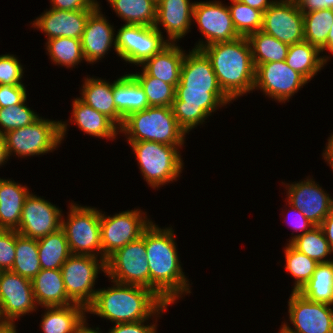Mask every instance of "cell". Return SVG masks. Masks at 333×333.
<instances>
[{
  "mask_svg": "<svg viewBox=\"0 0 333 333\" xmlns=\"http://www.w3.org/2000/svg\"><path fill=\"white\" fill-rule=\"evenodd\" d=\"M192 22L197 23L199 32L204 38L195 43L194 49L201 50L207 45L228 42L240 37L233 26L228 5L220 0L195 1Z\"/></svg>",
  "mask_w": 333,
  "mask_h": 333,
  "instance_id": "cell-13",
  "label": "cell"
},
{
  "mask_svg": "<svg viewBox=\"0 0 333 333\" xmlns=\"http://www.w3.org/2000/svg\"><path fill=\"white\" fill-rule=\"evenodd\" d=\"M125 25L154 26L157 3L153 0H107Z\"/></svg>",
  "mask_w": 333,
  "mask_h": 333,
  "instance_id": "cell-32",
  "label": "cell"
},
{
  "mask_svg": "<svg viewBox=\"0 0 333 333\" xmlns=\"http://www.w3.org/2000/svg\"><path fill=\"white\" fill-rule=\"evenodd\" d=\"M113 96L116 109L123 118L149 107L143 88L130 73L113 81Z\"/></svg>",
  "mask_w": 333,
  "mask_h": 333,
  "instance_id": "cell-30",
  "label": "cell"
},
{
  "mask_svg": "<svg viewBox=\"0 0 333 333\" xmlns=\"http://www.w3.org/2000/svg\"><path fill=\"white\" fill-rule=\"evenodd\" d=\"M285 245V270L295 280L292 291L298 292L310 280L318 263L296 250L290 243Z\"/></svg>",
  "mask_w": 333,
  "mask_h": 333,
  "instance_id": "cell-40",
  "label": "cell"
},
{
  "mask_svg": "<svg viewBox=\"0 0 333 333\" xmlns=\"http://www.w3.org/2000/svg\"><path fill=\"white\" fill-rule=\"evenodd\" d=\"M320 227L322 228L325 237L330 244V247L333 251V209L332 211L324 218Z\"/></svg>",
  "mask_w": 333,
  "mask_h": 333,
  "instance_id": "cell-51",
  "label": "cell"
},
{
  "mask_svg": "<svg viewBox=\"0 0 333 333\" xmlns=\"http://www.w3.org/2000/svg\"><path fill=\"white\" fill-rule=\"evenodd\" d=\"M302 13L324 9V0H294Z\"/></svg>",
  "mask_w": 333,
  "mask_h": 333,
  "instance_id": "cell-50",
  "label": "cell"
},
{
  "mask_svg": "<svg viewBox=\"0 0 333 333\" xmlns=\"http://www.w3.org/2000/svg\"><path fill=\"white\" fill-rule=\"evenodd\" d=\"M175 237L172 226L160 228L155 221L145 229L149 289L167 304L190 294L192 285L183 272Z\"/></svg>",
  "mask_w": 333,
  "mask_h": 333,
  "instance_id": "cell-1",
  "label": "cell"
},
{
  "mask_svg": "<svg viewBox=\"0 0 333 333\" xmlns=\"http://www.w3.org/2000/svg\"><path fill=\"white\" fill-rule=\"evenodd\" d=\"M288 316L290 323L282 324L294 333H333V305L313 302L291 291Z\"/></svg>",
  "mask_w": 333,
  "mask_h": 333,
  "instance_id": "cell-16",
  "label": "cell"
},
{
  "mask_svg": "<svg viewBox=\"0 0 333 333\" xmlns=\"http://www.w3.org/2000/svg\"><path fill=\"white\" fill-rule=\"evenodd\" d=\"M242 3L250 6L251 8L260 10L264 12L268 7H270L275 0H239Z\"/></svg>",
  "mask_w": 333,
  "mask_h": 333,
  "instance_id": "cell-53",
  "label": "cell"
},
{
  "mask_svg": "<svg viewBox=\"0 0 333 333\" xmlns=\"http://www.w3.org/2000/svg\"><path fill=\"white\" fill-rule=\"evenodd\" d=\"M28 186L0 177V229L16 230L19 227Z\"/></svg>",
  "mask_w": 333,
  "mask_h": 333,
  "instance_id": "cell-29",
  "label": "cell"
},
{
  "mask_svg": "<svg viewBox=\"0 0 333 333\" xmlns=\"http://www.w3.org/2000/svg\"><path fill=\"white\" fill-rule=\"evenodd\" d=\"M286 203L300 210L315 226H320L333 209V198L311 176L305 180L286 183Z\"/></svg>",
  "mask_w": 333,
  "mask_h": 333,
  "instance_id": "cell-18",
  "label": "cell"
},
{
  "mask_svg": "<svg viewBox=\"0 0 333 333\" xmlns=\"http://www.w3.org/2000/svg\"><path fill=\"white\" fill-rule=\"evenodd\" d=\"M187 53L184 55L181 66L180 82L175 90L223 92L206 54L202 50L194 48Z\"/></svg>",
  "mask_w": 333,
  "mask_h": 333,
  "instance_id": "cell-22",
  "label": "cell"
},
{
  "mask_svg": "<svg viewBox=\"0 0 333 333\" xmlns=\"http://www.w3.org/2000/svg\"><path fill=\"white\" fill-rule=\"evenodd\" d=\"M112 286L98 288L87 308L111 323H131L149 319L165 302L151 289L111 280Z\"/></svg>",
  "mask_w": 333,
  "mask_h": 333,
  "instance_id": "cell-2",
  "label": "cell"
},
{
  "mask_svg": "<svg viewBox=\"0 0 333 333\" xmlns=\"http://www.w3.org/2000/svg\"><path fill=\"white\" fill-rule=\"evenodd\" d=\"M194 5L195 1L190 0H160L157 3L154 27L161 33V29L166 32V40L169 43L179 42L189 31L191 32Z\"/></svg>",
  "mask_w": 333,
  "mask_h": 333,
  "instance_id": "cell-23",
  "label": "cell"
},
{
  "mask_svg": "<svg viewBox=\"0 0 333 333\" xmlns=\"http://www.w3.org/2000/svg\"><path fill=\"white\" fill-rule=\"evenodd\" d=\"M80 91L81 96L78 98L82 102L106 115L119 128L123 125L124 118L114 104L113 82L89 75L84 78Z\"/></svg>",
  "mask_w": 333,
  "mask_h": 333,
  "instance_id": "cell-25",
  "label": "cell"
},
{
  "mask_svg": "<svg viewBox=\"0 0 333 333\" xmlns=\"http://www.w3.org/2000/svg\"><path fill=\"white\" fill-rule=\"evenodd\" d=\"M127 142L150 141L184 146L186 132L179 126L171 107H154L136 111L124 118L119 128Z\"/></svg>",
  "mask_w": 333,
  "mask_h": 333,
  "instance_id": "cell-4",
  "label": "cell"
},
{
  "mask_svg": "<svg viewBox=\"0 0 333 333\" xmlns=\"http://www.w3.org/2000/svg\"><path fill=\"white\" fill-rule=\"evenodd\" d=\"M8 157L18 159L45 155L57 150L61 145V123L40 117L34 123L3 134Z\"/></svg>",
  "mask_w": 333,
  "mask_h": 333,
  "instance_id": "cell-7",
  "label": "cell"
},
{
  "mask_svg": "<svg viewBox=\"0 0 333 333\" xmlns=\"http://www.w3.org/2000/svg\"><path fill=\"white\" fill-rule=\"evenodd\" d=\"M228 5L232 23L240 37H248L250 34L261 30L263 25V12L242 3L239 0H230Z\"/></svg>",
  "mask_w": 333,
  "mask_h": 333,
  "instance_id": "cell-42",
  "label": "cell"
},
{
  "mask_svg": "<svg viewBox=\"0 0 333 333\" xmlns=\"http://www.w3.org/2000/svg\"><path fill=\"white\" fill-rule=\"evenodd\" d=\"M16 324L3 323L0 325V333H18Z\"/></svg>",
  "mask_w": 333,
  "mask_h": 333,
  "instance_id": "cell-57",
  "label": "cell"
},
{
  "mask_svg": "<svg viewBox=\"0 0 333 333\" xmlns=\"http://www.w3.org/2000/svg\"><path fill=\"white\" fill-rule=\"evenodd\" d=\"M298 293L310 301L333 305V261L318 263L312 277Z\"/></svg>",
  "mask_w": 333,
  "mask_h": 333,
  "instance_id": "cell-34",
  "label": "cell"
},
{
  "mask_svg": "<svg viewBox=\"0 0 333 333\" xmlns=\"http://www.w3.org/2000/svg\"><path fill=\"white\" fill-rule=\"evenodd\" d=\"M201 50L211 61L219 86L233 102L253 92L256 68L247 37L210 44Z\"/></svg>",
  "mask_w": 333,
  "mask_h": 333,
  "instance_id": "cell-3",
  "label": "cell"
},
{
  "mask_svg": "<svg viewBox=\"0 0 333 333\" xmlns=\"http://www.w3.org/2000/svg\"><path fill=\"white\" fill-rule=\"evenodd\" d=\"M326 51H328L329 52V54L330 55H332L333 54V24H332V26H331V29H330V31H329V33H328V36H327V45H326V47L321 51V55H322V57H323V59H324V61L326 62V63H328V61L330 60V55H327V52ZM326 52V55L324 54V53ZM329 56V57H328Z\"/></svg>",
  "mask_w": 333,
  "mask_h": 333,
  "instance_id": "cell-54",
  "label": "cell"
},
{
  "mask_svg": "<svg viewBox=\"0 0 333 333\" xmlns=\"http://www.w3.org/2000/svg\"><path fill=\"white\" fill-rule=\"evenodd\" d=\"M72 116L67 121H61V141L65 139L68 131V122L75 124L79 130L91 137L106 140H116L119 127L106 115L96 111L91 106L82 102L78 97L72 101ZM74 122V123H73Z\"/></svg>",
  "mask_w": 333,
  "mask_h": 333,
  "instance_id": "cell-24",
  "label": "cell"
},
{
  "mask_svg": "<svg viewBox=\"0 0 333 333\" xmlns=\"http://www.w3.org/2000/svg\"><path fill=\"white\" fill-rule=\"evenodd\" d=\"M143 88L149 106L171 107L175 99V88L162 80L149 76L143 69L130 73Z\"/></svg>",
  "mask_w": 333,
  "mask_h": 333,
  "instance_id": "cell-41",
  "label": "cell"
},
{
  "mask_svg": "<svg viewBox=\"0 0 333 333\" xmlns=\"http://www.w3.org/2000/svg\"><path fill=\"white\" fill-rule=\"evenodd\" d=\"M95 9L64 11L49 8L44 10L33 22L31 27L44 32L46 41L56 37L81 39L89 15Z\"/></svg>",
  "mask_w": 333,
  "mask_h": 333,
  "instance_id": "cell-21",
  "label": "cell"
},
{
  "mask_svg": "<svg viewBox=\"0 0 333 333\" xmlns=\"http://www.w3.org/2000/svg\"><path fill=\"white\" fill-rule=\"evenodd\" d=\"M45 50L51 62L66 68H76L81 62L85 61L81 39L56 37L46 41Z\"/></svg>",
  "mask_w": 333,
  "mask_h": 333,
  "instance_id": "cell-36",
  "label": "cell"
},
{
  "mask_svg": "<svg viewBox=\"0 0 333 333\" xmlns=\"http://www.w3.org/2000/svg\"><path fill=\"white\" fill-rule=\"evenodd\" d=\"M304 41L322 51L327 45V36L333 24V9L303 13Z\"/></svg>",
  "mask_w": 333,
  "mask_h": 333,
  "instance_id": "cell-39",
  "label": "cell"
},
{
  "mask_svg": "<svg viewBox=\"0 0 333 333\" xmlns=\"http://www.w3.org/2000/svg\"><path fill=\"white\" fill-rule=\"evenodd\" d=\"M320 54L321 51L316 46L302 41L289 46L285 61L290 68L310 82L327 65Z\"/></svg>",
  "mask_w": 333,
  "mask_h": 333,
  "instance_id": "cell-31",
  "label": "cell"
},
{
  "mask_svg": "<svg viewBox=\"0 0 333 333\" xmlns=\"http://www.w3.org/2000/svg\"><path fill=\"white\" fill-rule=\"evenodd\" d=\"M88 320L85 321V323L77 330L76 333H103V331L97 326L94 327H89L90 325H88ZM101 330V331H100Z\"/></svg>",
  "mask_w": 333,
  "mask_h": 333,
  "instance_id": "cell-56",
  "label": "cell"
},
{
  "mask_svg": "<svg viewBox=\"0 0 333 333\" xmlns=\"http://www.w3.org/2000/svg\"><path fill=\"white\" fill-rule=\"evenodd\" d=\"M106 277L110 280L149 288V264L142 236L117 249L106 260Z\"/></svg>",
  "mask_w": 333,
  "mask_h": 333,
  "instance_id": "cell-11",
  "label": "cell"
},
{
  "mask_svg": "<svg viewBox=\"0 0 333 333\" xmlns=\"http://www.w3.org/2000/svg\"><path fill=\"white\" fill-rule=\"evenodd\" d=\"M277 333H294V332L289 330L284 324H281L280 330Z\"/></svg>",
  "mask_w": 333,
  "mask_h": 333,
  "instance_id": "cell-59",
  "label": "cell"
},
{
  "mask_svg": "<svg viewBox=\"0 0 333 333\" xmlns=\"http://www.w3.org/2000/svg\"><path fill=\"white\" fill-rule=\"evenodd\" d=\"M21 85H0V108L23 103L27 99V89Z\"/></svg>",
  "mask_w": 333,
  "mask_h": 333,
  "instance_id": "cell-47",
  "label": "cell"
},
{
  "mask_svg": "<svg viewBox=\"0 0 333 333\" xmlns=\"http://www.w3.org/2000/svg\"><path fill=\"white\" fill-rule=\"evenodd\" d=\"M32 282L11 270L0 274V320L15 324V321L38 310Z\"/></svg>",
  "mask_w": 333,
  "mask_h": 333,
  "instance_id": "cell-14",
  "label": "cell"
},
{
  "mask_svg": "<svg viewBox=\"0 0 333 333\" xmlns=\"http://www.w3.org/2000/svg\"><path fill=\"white\" fill-rule=\"evenodd\" d=\"M40 327L43 333H76L87 320V309L79 304L42 307Z\"/></svg>",
  "mask_w": 333,
  "mask_h": 333,
  "instance_id": "cell-27",
  "label": "cell"
},
{
  "mask_svg": "<svg viewBox=\"0 0 333 333\" xmlns=\"http://www.w3.org/2000/svg\"><path fill=\"white\" fill-rule=\"evenodd\" d=\"M327 141L328 142L325 146V150H323L322 157L333 171V132L330 134Z\"/></svg>",
  "mask_w": 333,
  "mask_h": 333,
  "instance_id": "cell-52",
  "label": "cell"
},
{
  "mask_svg": "<svg viewBox=\"0 0 333 333\" xmlns=\"http://www.w3.org/2000/svg\"><path fill=\"white\" fill-rule=\"evenodd\" d=\"M31 282L38 307L67 306L73 304L67 296L61 270L41 269Z\"/></svg>",
  "mask_w": 333,
  "mask_h": 333,
  "instance_id": "cell-28",
  "label": "cell"
},
{
  "mask_svg": "<svg viewBox=\"0 0 333 333\" xmlns=\"http://www.w3.org/2000/svg\"><path fill=\"white\" fill-rule=\"evenodd\" d=\"M288 205L290 209L287 210L288 212L286 214L288 216L287 218L291 220L287 224H290L291 228H293L294 230L292 231L291 235L295 234L293 232H297V234L291 236L290 237L291 239L287 241L288 243H290L296 236L302 235L305 232L310 231L313 227H315V225L312 222H310L300 210L296 209L289 203L286 204V206ZM289 213H291V215Z\"/></svg>",
  "mask_w": 333,
  "mask_h": 333,
  "instance_id": "cell-48",
  "label": "cell"
},
{
  "mask_svg": "<svg viewBox=\"0 0 333 333\" xmlns=\"http://www.w3.org/2000/svg\"><path fill=\"white\" fill-rule=\"evenodd\" d=\"M62 209L30 192L25 198L16 231L27 238L40 239L61 228Z\"/></svg>",
  "mask_w": 333,
  "mask_h": 333,
  "instance_id": "cell-17",
  "label": "cell"
},
{
  "mask_svg": "<svg viewBox=\"0 0 333 333\" xmlns=\"http://www.w3.org/2000/svg\"><path fill=\"white\" fill-rule=\"evenodd\" d=\"M41 269H58L70 257L68 241L62 228L37 240Z\"/></svg>",
  "mask_w": 333,
  "mask_h": 333,
  "instance_id": "cell-33",
  "label": "cell"
},
{
  "mask_svg": "<svg viewBox=\"0 0 333 333\" xmlns=\"http://www.w3.org/2000/svg\"><path fill=\"white\" fill-rule=\"evenodd\" d=\"M117 30L116 54L126 63L137 67L169 44L154 26L123 24Z\"/></svg>",
  "mask_w": 333,
  "mask_h": 333,
  "instance_id": "cell-12",
  "label": "cell"
},
{
  "mask_svg": "<svg viewBox=\"0 0 333 333\" xmlns=\"http://www.w3.org/2000/svg\"><path fill=\"white\" fill-rule=\"evenodd\" d=\"M15 252L11 271L32 280L41 271L37 239L27 238L16 231Z\"/></svg>",
  "mask_w": 333,
  "mask_h": 333,
  "instance_id": "cell-37",
  "label": "cell"
},
{
  "mask_svg": "<svg viewBox=\"0 0 333 333\" xmlns=\"http://www.w3.org/2000/svg\"><path fill=\"white\" fill-rule=\"evenodd\" d=\"M147 216V212L139 208L110 214V216L101 210L102 259L106 261L117 249L138 240L152 223V219Z\"/></svg>",
  "mask_w": 333,
  "mask_h": 333,
  "instance_id": "cell-9",
  "label": "cell"
},
{
  "mask_svg": "<svg viewBox=\"0 0 333 333\" xmlns=\"http://www.w3.org/2000/svg\"><path fill=\"white\" fill-rule=\"evenodd\" d=\"M9 160L4 136L0 134V168Z\"/></svg>",
  "mask_w": 333,
  "mask_h": 333,
  "instance_id": "cell-55",
  "label": "cell"
},
{
  "mask_svg": "<svg viewBox=\"0 0 333 333\" xmlns=\"http://www.w3.org/2000/svg\"><path fill=\"white\" fill-rule=\"evenodd\" d=\"M171 304L164 303L149 319L142 320L138 322H131V323H119L114 324L111 329L108 330L107 333H158L157 332V319L163 315L164 311L168 310V306ZM155 318V319H154ZM152 319L155 320L153 324L149 323ZM147 324H146V323ZM149 323V324H148Z\"/></svg>",
  "mask_w": 333,
  "mask_h": 333,
  "instance_id": "cell-45",
  "label": "cell"
},
{
  "mask_svg": "<svg viewBox=\"0 0 333 333\" xmlns=\"http://www.w3.org/2000/svg\"><path fill=\"white\" fill-rule=\"evenodd\" d=\"M23 65L14 54L0 55V85H21L24 78Z\"/></svg>",
  "mask_w": 333,
  "mask_h": 333,
  "instance_id": "cell-44",
  "label": "cell"
},
{
  "mask_svg": "<svg viewBox=\"0 0 333 333\" xmlns=\"http://www.w3.org/2000/svg\"><path fill=\"white\" fill-rule=\"evenodd\" d=\"M247 39L250 43L255 68L264 63L284 61L287 57L290 45L262 30L250 34Z\"/></svg>",
  "mask_w": 333,
  "mask_h": 333,
  "instance_id": "cell-35",
  "label": "cell"
},
{
  "mask_svg": "<svg viewBox=\"0 0 333 333\" xmlns=\"http://www.w3.org/2000/svg\"><path fill=\"white\" fill-rule=\"evenodd\" d=\"M101 10L99 6L89 15L81 37L84 58L92 65L102 60L112 47L116 52V30Z\"/></svg>",
  "mask_w": 333,
  "mask_h": 333,
  "instance_id": "cell-20",
  "label": "cell"
},
{
  "mask_svg": "<svg viewBox=\"0 0 333 333\" xmlns=\"http://www.w3.org/2000/svg\"><path fill=\"white\" fill-rule=\"evenodd\" d=\"M324 9H333V0H324Z\"/></svg>",
  "mask_w": 333,
  "mask_h": 333,
  "instance_id": "cell-58",
  "label": "cell"
},
{
  "mask_svg": "<svg viewBox=\"0 0 333 333\" xmlns=\"http://www.w3.org/2000/svg\"><path fill=\"white\" fill-rule=\"evenodd\" d=\"M68 205L69 212L65 218L62 215L61 228L65 232L71 254L102 258L101 210L74 201Z\"/></svg>",
  "mask_w": 333,
  "mask_h": 333,
  "instance_id": "cell-6",
  "label": "cell"
},
{
  "mask_svg": "<svg viewBox=\"0 0 333 333\" xmlns=\"http://www.w3.org/2000/svg\"><path fill=\"white\" fill-rule=\"evenodd\" d=\"M137 159L140 174L155 190L177 181L184 169V160L179 149L183 146H171L150 141L127 142ZM178 178V179H177Z\"/></svg>",
  "mask_w": 333,
  "mask_h": 333,
  "instance_id": "cell-5",
  "label": "cell"
},
{
  "mask_svg": "<svg viewBox=\"0 0 333 333\" xmlns=\"http://www.w3.org/2000/svg\"><path fill=\"white\" fill-rule=\"evenodd\" d=\"M16 230L0 229V269L11 270L16 256Z\"/></svg>",
  "mask_w": 333,
  "mask_h": 333,
  "instance_id": "cell-46",
  "label": "cell"
},
{
  "mask_svg": "<svg viewBox=\"0 0 333 333\" xmlns=\"http://www.w3.org/2000/svg\"><path fill=\"white\" fill-rule=\"evenodd\" d=\"M230 103L232 100L224 92L175 90L171 108L179 126L189 134L198 125H204L217 109Z\"/></svg>",
  "mask_w": 333,
  "mask_h": 333,
  "instance_id": "cell-10",
  "label": "cell"
},
{
  "mask_svg": "<svg viewBox=\"0 0 333 333\" xmlns=\"http://www.w3.org/2000/svg\"><path fill=\"white\" fill-rule=\"evenodd\" d=\"M309 83L300 73L290 68L286 61L260 64L255 70L254 89L265 97L284 103Z\"/></svg>",
  "mask_w": 333,
  "mask_h": 333,
  "instance_id": "cell-15",
  "label": "cell"
},
{
  "mask_svg": "<svg viewBox=\"0 0 333 333\" xmlns=\"http://www.w3.org/2000/svg\"><path fill=\"white\" fill-rule=\"evenodd\" d=\"M261 30L288 45L302 42L304 41L303 13L294 0H275L263 12Z\"/></svg>",
  "mask_w": 333,
  "mask_h": 333,
  "instance_id": "cell-19",
  "label": "cell"
},
{
  "mask_svg": "<svg viewBox=\"0 0 333 333\" xmlns=\"http://www.w3.org/2000/svg\"><path fill=\"white\" fill-rule=\"evenodd\" d=\"M185 53L179 44L169 43L139 67L149 76L158 78L175 88L180 82V71Z\"/></svg>",
  "mask_w": 333,
  "mask_h": 333,
  "instance_id": "cell-26",
  "label": "cell"
},
{
  "mask_svg": "<svg viewBox=\"0 0 333 333\" xmlns=\"http://www.w3.org/2000/svg\"><path fill=\"white\" fill-rule=\"evenodd\" d=\"M60 270L68 298L87 309L98 290L94 287L98 274H106V261L91 255L71 254Z\"/></svg>",
  "mask_w": 333,
  "mask_h": 333,
  "instance_id": "cell-8",
  "label": "cell"
},
{
  "mask_svg": "<svg viewBox=\"0 0 333 333\" xmlns=\"http://www.w3.org/2000/svg\"><path fill=\"white\" fill-rule=\"evenodd\" d=\"M50 8L71 11L81 9H96L101 4L97 0H50Z\"/></svg>",
  "mask_w": 333,
  "mask_h": 333,
  "instance_id": "cell-49",
  "label": "cell"
},
{
  "mask_svg": "<svg viewBox=\"0 0 333 333\" xmlns=\"http://www.w3.org/2000/svg\"><path fill=\"white\" fill-rule=\"evenodd\" d=\"M27 99L20 104L0 108V134L31 125L40 118L37 112L26 105Z\"/></svg>",
  "mask_w": 333,
  "mask_h": 333,
  "instance_id": "cell-43",
  "label": "cell"
},
{
  "mask_svg": "<svg viewBox=\"0 0 333 333\" xmlns=\"http://www.w3.org/2000/svg\"><path fill=\"white\" fill-rule=\"evenodd\" d=\"M290 244L317 263L333 261V259L328 258L329 255L331 257L333 251L320 226H315L310 231L296 236Z\"/></svg>",
  "mask_w": 333,
  "mask_h": 333,
  "instance_id": "cell-38",
  "label": "cell"
}]
</instances>
